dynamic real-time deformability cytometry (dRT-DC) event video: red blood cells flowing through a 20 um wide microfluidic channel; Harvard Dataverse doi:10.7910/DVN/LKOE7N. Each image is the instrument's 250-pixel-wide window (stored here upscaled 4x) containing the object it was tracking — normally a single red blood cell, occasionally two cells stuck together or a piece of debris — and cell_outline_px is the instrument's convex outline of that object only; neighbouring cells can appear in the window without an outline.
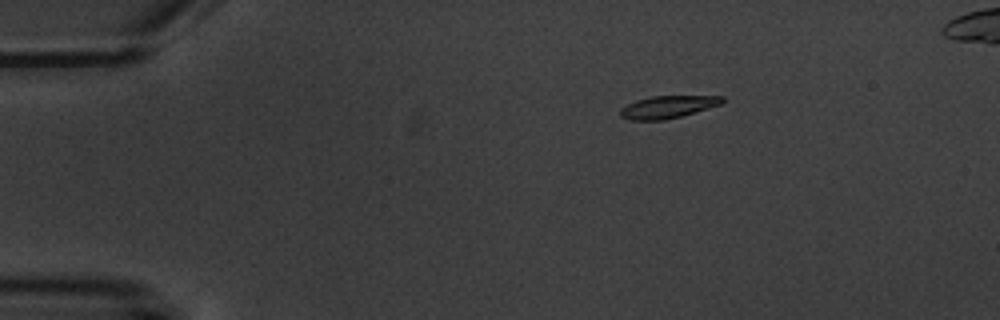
{"species": "common noctule bat (a hibernating species)", "species_latin": "Nyctalus noctula", "temperature_condition": "warm", "stored_images_in_passage": 16, "camera_frame_rate_fps": 3000, "um_per_image_px": 0.085, "animal": {"sex": "male", "body_mass_g": 20.1, "forearm_length_mm": 53.5}, "frame": {"image": 1, "passage_image": 3, "time_ms": 2.333, "image_size_px": [1000, 320], "cell_outline_px": [[724, 100], [720, 104], [680, 116], [664, 120], [632, 120], [620, 116], [620, 108], [636, 100], [652, 96], [724, 96]], "centroid_in_image_um": [56.72, 9.08], "position_along_channel_um": 28.3, "area_um2": 13.06}}
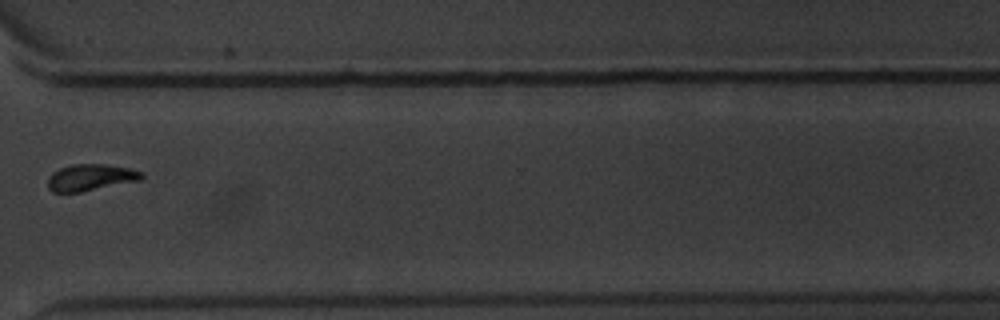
{"frame": {"image": 2, "passage_image": 12, "time_ms": 13.667, "image_size_px": [1000, 320], "cell_outline_px": [[144, 176], [140, 180], [80, 192], [52, 192], [48, 188], [48, 176], [52, 172], [60, 168], [72, 164], [104, 164], [128, 168], [144, 172]], "centroid_in_image_um": [7.68, 15.08], "position_along_channel_um": 362.9, "area_um2": 14.51}}
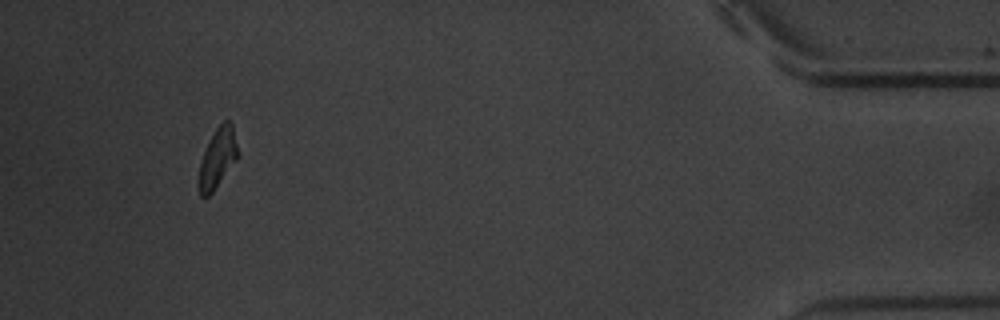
{"frame": {"image": 3, "passage_image": 14, "time_ms": 17.0, "image_size_px": [1000, 320], "cell_outline_px": [[236, 160], [212, 192], [208, 196], [200, 196], [196, 184], [196, 180], [200, 160], [216, 128], [224, 120], [228, 120], [232, 124], [236, 144]], "centroid_in_image_um": [18.42, 13.49], "position_along_channel_um": 416.8, "area_um2": 13.35}, "authors_computed_cell_mechanics": {"area_um2": 14.3055, "velocity_mm_per_s": 3.5385, "shape_relaxation_time_tau1_ms": 2.8229, "shape_relaxation_time_tau2_ms": 2.2721, "deformation_change_tau1": 0.0976, "deformation_change_tau2": 0.057}}